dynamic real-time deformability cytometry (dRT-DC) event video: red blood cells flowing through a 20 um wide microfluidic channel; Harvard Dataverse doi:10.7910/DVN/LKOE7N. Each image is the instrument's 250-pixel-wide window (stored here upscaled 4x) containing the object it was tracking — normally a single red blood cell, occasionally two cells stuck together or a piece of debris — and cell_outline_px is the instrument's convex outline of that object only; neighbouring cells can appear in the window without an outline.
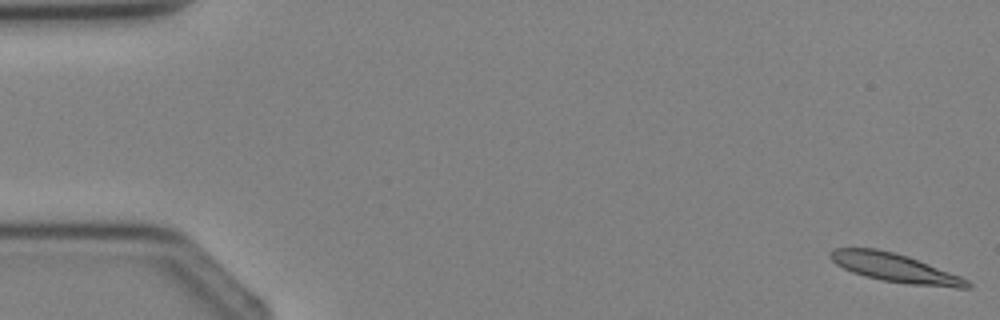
{"species": "Egyptian fruit bat (a non-hibernating species)", "species_latin": "Rousettus aegyptiacus", "temperature_condition": "cold", "stored_images_in_passage": 4, "camera_frame_rate_fps": 3000, "um_per_image_px": 0.085, "animal": {"sex": "female"}, "frame": {"image": 1, "passage_image": 1, "time_ms": 0.0, "image_size_px": [1000, 320], "cell_outline_px": [[972, 288], [956, 288], [908, 284], [880, 280], [864, 276], [852, 272], [836, 264], [828, 256], [828, 252], [836, 248], [876, 248], [908, 256], [960, 276], [968, 280], [972, 284]], "centroid_in_image_um": [76.08, 22.78], "position_along_channel_um": 8.9, "area_um2": 22.89}}
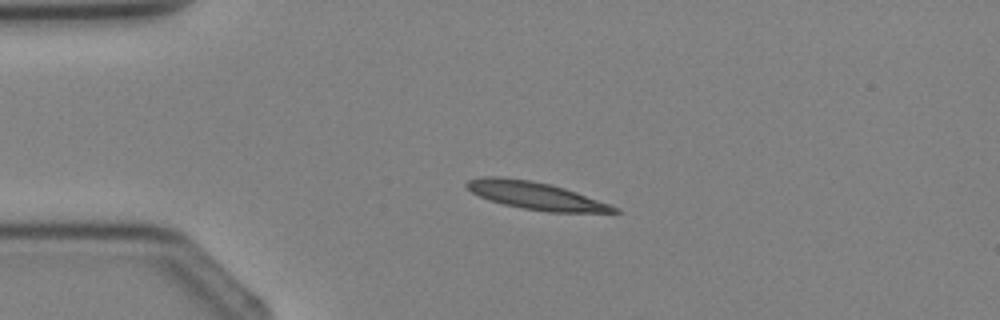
{"frame": {"image": 2, "passage_image": 3, "time_ms": 2.667, "image_size_px": [1000, 320], "cell_outline_px": [[620, 212], [548, 212], [524, 208], [504, 204], [488, 200], [472, 192], [464, 184], [468, 180], [480, 176], [500, 176], [532, 180], [564, 188], [576, 192], [620, 208]], "centroid_in_image_um": [45.49, 16.61], "position_along_channel_um": 39.5, "area_um2": 23.47}}